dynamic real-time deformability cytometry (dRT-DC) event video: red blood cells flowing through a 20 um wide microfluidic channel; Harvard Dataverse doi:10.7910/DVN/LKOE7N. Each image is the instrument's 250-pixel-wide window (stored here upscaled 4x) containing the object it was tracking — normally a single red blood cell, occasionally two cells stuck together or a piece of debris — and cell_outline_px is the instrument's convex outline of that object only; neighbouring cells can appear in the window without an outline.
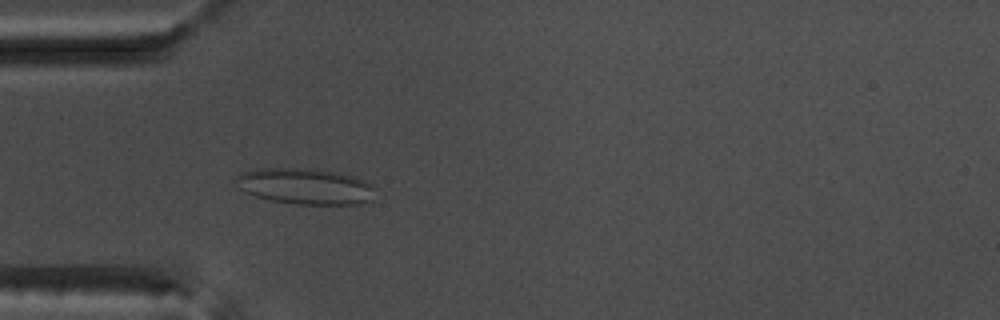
{"species": "common noctule bat (a hibernating species)", "species_latin": "Nyctalus noctula", "temperature_condition": "warm", "stored_images_in_passage": 41, "camera_frame_rate_fps": 3000, "um_per_image_px": 0.085, "animal": {"sex": "male", "body_mass_g": 17.5, "forearm_length_mm": 52.3}, "frame": {"image": 1, "passage_image": 3, "time_ms": 0.667, "image_size_px": [1000, 320], "cell_outline_px": [[372, 200], [360, 204], [292, 204], [272, 200], [256, 196], [244, 192], [240, 188], [236, 180], [236, 176], [240, 172], [256, 168], [316, 168], [340, 172], [356, 176], [372, 184]], "centroid_in_image_um": [25.94, 15.81], "position_along_channel_um": 59.1, "area_um2": 29.54}}
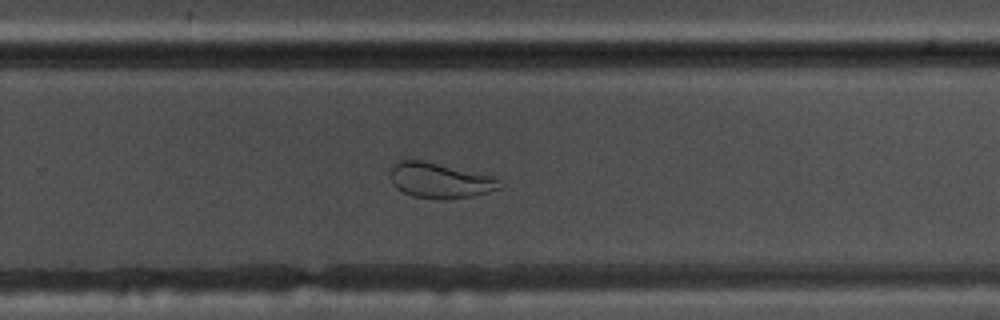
{"frame": {"image": 2, "passage_image": 22, "time_ms": 7.0, "image_size_px": [1000, 320], "cell_outline_px": [[500, 188], [472, 196], [416, 196], [404, 192], [396, 188], [392, 184], [388, 176], [388, 172], [392, 164], [400, 160], [420, 160], [492, 176], [500, 180]], "centroid_in_image_um": [37.3, 15.28], "position_along_channel_um": 292.5, "area_um2": 21.5}}
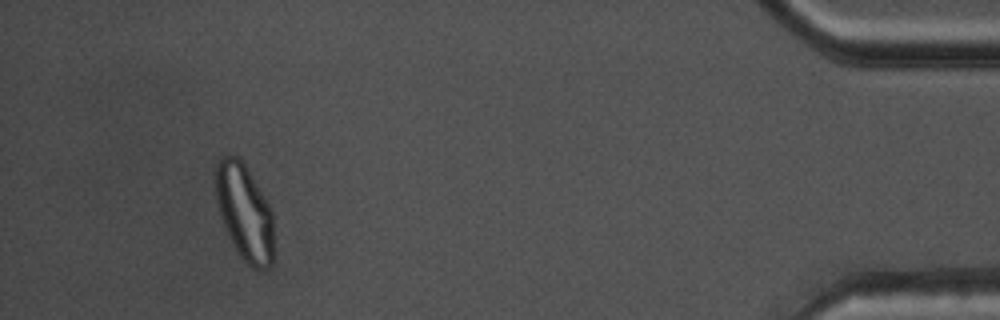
{"frame": {"image": 3, "passage_image": 37, "time_ms": 12.0, "image_size_px": [1000, 320], "cell_outline_px": [[272, 264], [268, 268], [260, 272], [252, 268], [240, 256], [228, 236], [224, 228], [216, 204], [216, 164], [220, 156], [240, 156], [264, 196], [272, 212]], "centroid_in_image_um": [20.76, 18.05], "position_along_channel_um": 414.4, "area_um2": 32.66}}